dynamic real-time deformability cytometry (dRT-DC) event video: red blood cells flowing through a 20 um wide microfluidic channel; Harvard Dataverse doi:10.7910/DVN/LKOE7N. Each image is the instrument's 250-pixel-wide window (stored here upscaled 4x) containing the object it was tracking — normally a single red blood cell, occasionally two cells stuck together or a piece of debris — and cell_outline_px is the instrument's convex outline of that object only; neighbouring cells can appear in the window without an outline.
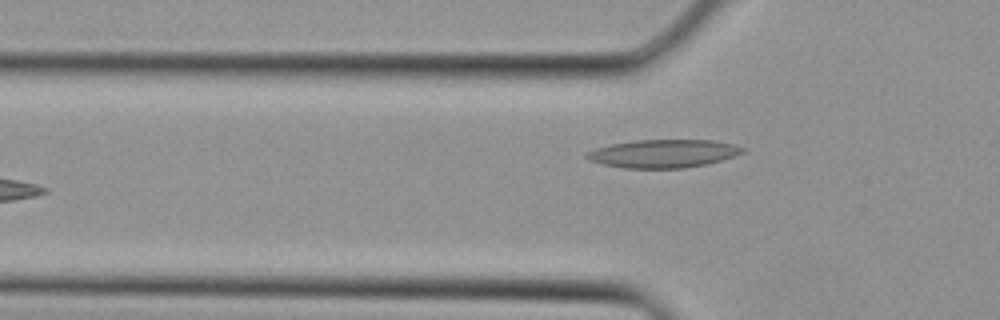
{"species": "Egyptian fruit bat (a non-hibernating species)", "species_latin": "Rousettus aegyptiacus", "temperature_condition": "cold", "stored_images_in_passage": 4, "camera_frame_rate_fps": 3000, "um_per_image_px": 0.085, "animal": {"sex": "female"}, "frame": {"image": 1, "passage_image": 3, "time_ms": 0.667, "image_size_px": [1000, 320], "cell_outline_px": [[748, 152], [708, 164], [684, 168], [624, 168], [600, 164], [588, 160], [584, 156], [584, 152], [596, 148], [612, 144], [636, 140], [712, 140], [732, 144], [748, 148]], "centroid_in_image_um": [56.4, 13.06], "position_along_channel_um": 69.4, "area_um2": 25.89}}